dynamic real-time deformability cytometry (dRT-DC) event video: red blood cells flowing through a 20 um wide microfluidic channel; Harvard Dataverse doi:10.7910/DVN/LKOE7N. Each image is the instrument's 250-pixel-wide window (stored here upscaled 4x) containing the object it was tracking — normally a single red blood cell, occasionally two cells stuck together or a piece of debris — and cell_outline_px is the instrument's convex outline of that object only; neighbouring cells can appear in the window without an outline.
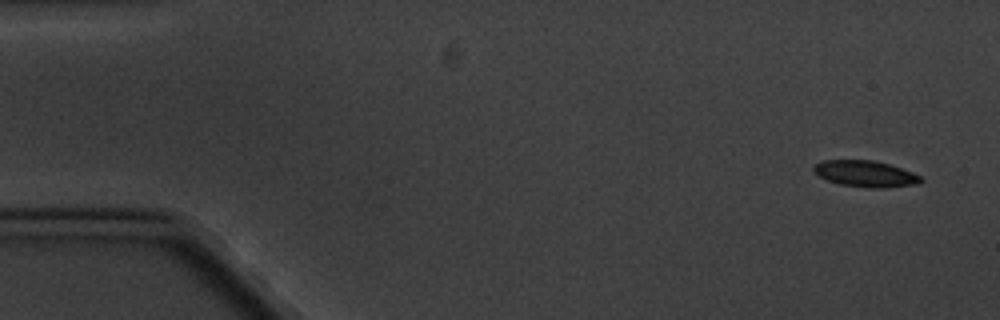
{"species": "common noctule bat (a hibernating species)", "species_latin": "Nyctalus noctula", "temperature_condition": "cold", "stored_images_in_passage": 5, "camera_frame_rate_fps": 3000, "um_per_image_px": 0.085, "animal": {"sex": "male", "body_mass_g": 20.1, "forearm_length_mm": 53.5}, "frame": {"image": 1, "passage_image": 1, "time_ms": 0.0, "image_size_px": [1000, 320], "cell_outline_px": [[924, 180], [916, 184], [884, 188], [868, 188], [840, 184], [828, 180], [820, 176], [812, 168], [820, 160], [872, 160], [888, 164], [912, 172], [920, 176]], "centroid_in_image_um": [73.56, 14.77], "position_along_channel_um": 11.4, "area_um2": 16.24}}
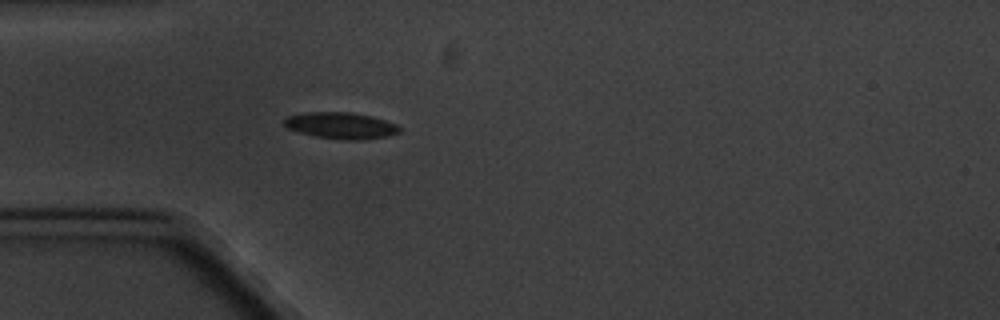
{"frame": {"image": 2, "passage_image": 5, "time_ms": 4.667, "image_size_px": [1000, 320], "cell_outline_px": [[400, 132], [388, 136], [364, 140], [344, 140], [316, 136], [300, 132], [288, 128], [284, 124], [284, 120], [288, 116], [304, 112], [348, 112], [372, 116], [396, 124], [400, 128]], "centroid_in_image_um": [29.0, 10.67], "position_along_channel_um": 56.0, "area_um2": 17.69}}